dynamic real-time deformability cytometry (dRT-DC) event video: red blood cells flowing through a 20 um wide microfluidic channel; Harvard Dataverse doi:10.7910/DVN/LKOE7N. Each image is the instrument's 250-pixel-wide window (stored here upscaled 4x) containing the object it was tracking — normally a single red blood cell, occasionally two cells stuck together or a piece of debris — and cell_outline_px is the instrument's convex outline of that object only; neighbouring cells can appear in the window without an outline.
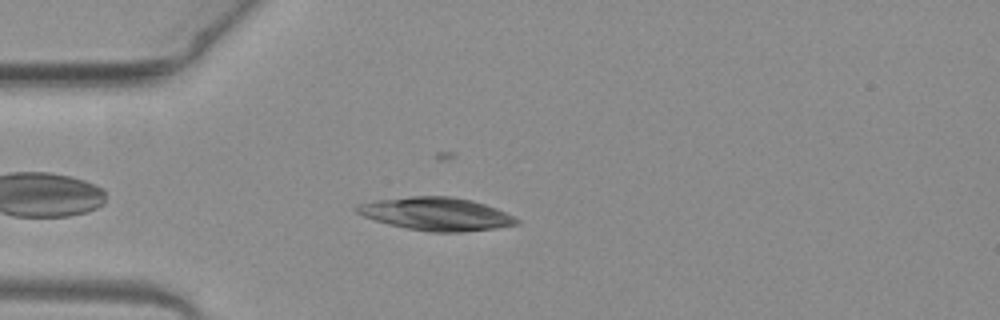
{"species": "common noctule bat (a hibernating species)", "species_latin": "Nyctalus noctula", "temperature_condition": "warm", "stored_images_in_passage": 40, "camera_frame_rate_fps": 3000, "um_per_image_px": 0.085, "animal": {"sex": "female", "body_mass_g": 19.3, "forearm_length_mm": 54.1}, "frame": {"image": 1, "passage_image": 2, "time_ms": 0.333, "image_size_px": [1000, 320], "cell_outline_px": [[520, 224], [496, 228], [460, 232], [432, 232], [408, 228], [388, 224], [364, 216], [356, 212], [352, 208], [360, 204], [376, 200], [412, 196], [452, 196], [472, 200], [496, 208], [520, 220]], "centroid_in_image_um": [37.09, 18.18], "position_along_channel_um": 47.9, "area_um2": 30.58}}
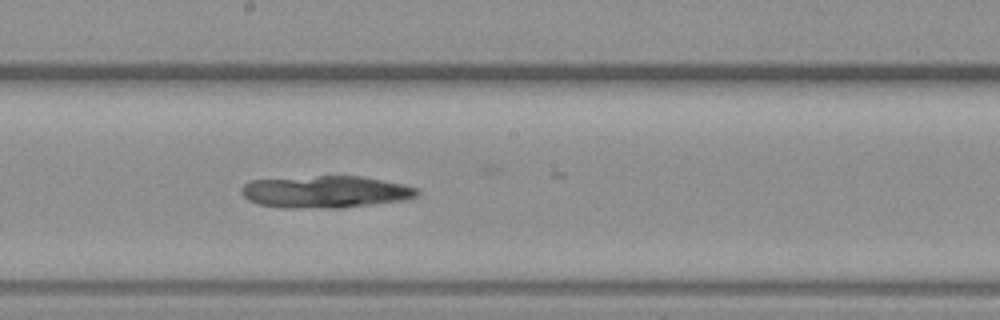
{"frame": {"image": 2, "passage_image": 16, "time_ms": 5.0, "image_size_px": [1000, 320], "cell_outline_px": [[420, 192], [416, 196], [404, 200], [340, 208], [280, 208], [256, 204], [248, 200], [240, 192], [240, 188], [244, 184], [252, 180], [316, 176], [360, 176], [404, 184], [416, 188]], "centroid_in_image_um": [27.62, 16.31], "position_along_channel_um": 220.6, "area_um2": 33.0}}
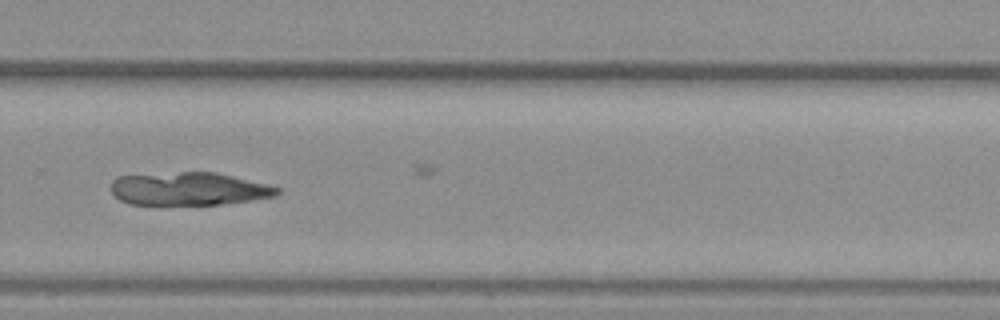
{"frame": {"image": 3, "passage_image": 23, "time_ms": 7.333, "image_size_px": [1000, 320], "cell_outline_px": [[280, 192], [276, 196], [220, 204], [160, 208], [128, 204], [120, 200], [112, 192], [112, 180], [116, 176], [180, 172], [216, 172], [268, 184], [280, 188]], "centroid_in_image_um": [15.99, 16.1], "position_along_channel_um": 313.8, "area_um2": 33.12}}